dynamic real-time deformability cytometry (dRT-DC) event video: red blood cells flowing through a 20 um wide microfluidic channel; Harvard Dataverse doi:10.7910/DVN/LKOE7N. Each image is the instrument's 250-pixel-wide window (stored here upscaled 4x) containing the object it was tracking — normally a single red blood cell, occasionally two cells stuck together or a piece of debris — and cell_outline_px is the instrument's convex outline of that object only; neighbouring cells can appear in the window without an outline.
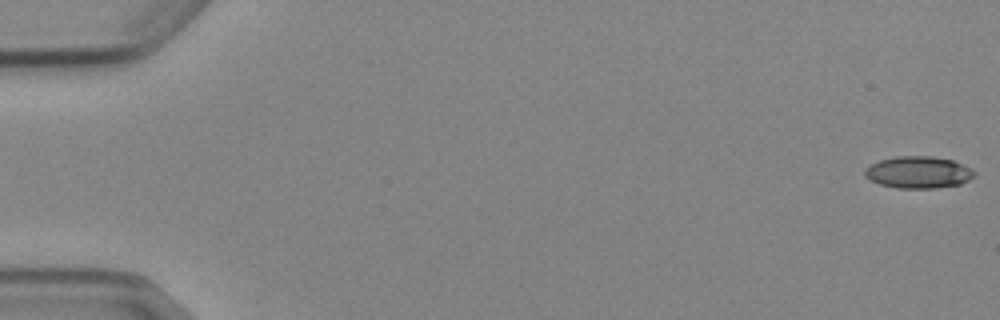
{"species": "Egyptian fruit bat (a non-hibernating species)", "species_latin": "Rousettus aegyptiacus", "temperature_condition": "cold", "stored_images_in_passage": 6, "camera_frame_rate_fps": 3000, "um_per_image_px": 0.085, "animal": {"sex": "female"}, "frame": {"image": 1, "passage_image": 1, "time_ms": 0.0, "image_size_px": [1000, 320], "cell_outline_px": [[976, 176], [960, 184], [936, 188], [896, 188], [880, 184], [868, 180], [864, 176], [864, 168], [868, 164], [880, 160], [896, 156], [928, 156], [952, 160], [972, 168], [976, 172]], "centroid_in_image_um": [78.03, 14.65], "position_along_channel_um": 7.0, "area_um2": 20.63}}
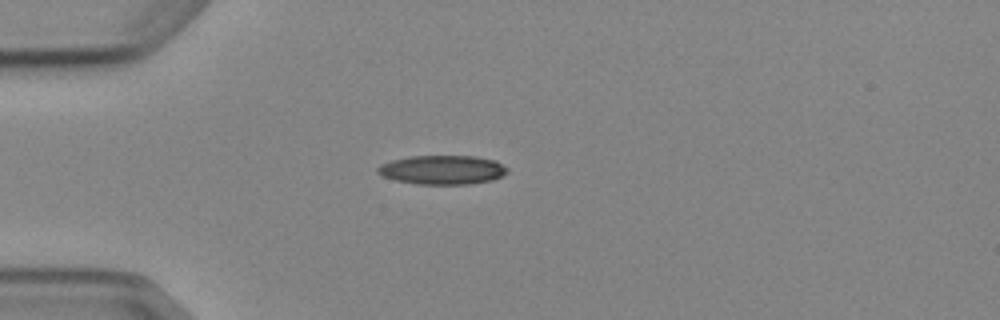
{"frame": {"image": 2, "passage_image": 5, "time_ms": 4.667, "image_size_px": [1000, 320], "cell_outline_px": [[508, 172], [492, 180], [468, 184], [416, 184], [396, 180], [384, 176], [376, 172], [376, 168], [380, 164], [392, 160], [408, 156], [476, 156], [496, 160], [508, 168]], "centroid_in_image_um": [37.6, 14.43], "position_along_channel_um": 47.4, "area_um2": 22.02}}